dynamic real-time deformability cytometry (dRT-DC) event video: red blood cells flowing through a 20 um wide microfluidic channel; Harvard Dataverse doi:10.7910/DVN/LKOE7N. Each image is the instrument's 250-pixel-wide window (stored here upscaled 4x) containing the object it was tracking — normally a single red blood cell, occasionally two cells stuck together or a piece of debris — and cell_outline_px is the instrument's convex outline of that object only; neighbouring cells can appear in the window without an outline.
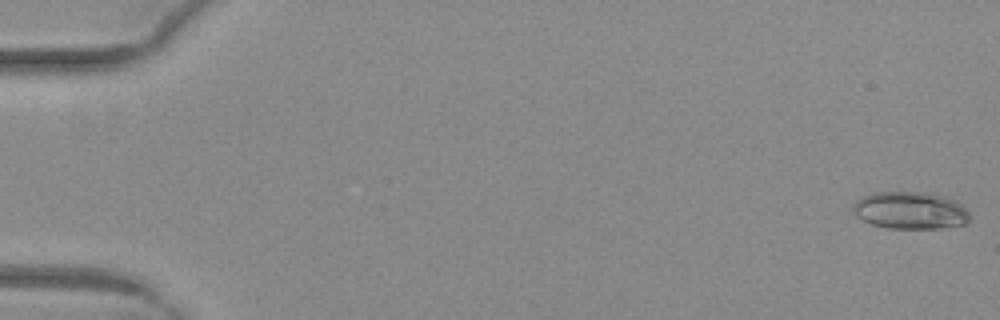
{"species": "common noctule bat (a hibernating species)", "species_latin": "Nyctalus noctula", "temperature_condition": "warm", "stored_images_in_passage": 51, "camera_frame_rate_fps": 3000, "um_per_image_px": 0.085, "animal": {"sex": "female", "body_mass_g": 29.2, "forearm_length_mm": 56.3}, "frame": {"image": 1, "passage_image": 1, "time_ms": 0.0, "image_size_px": [1000, 320], "cell_outline_px": [[968, 220], [964, 224], [944, 228], [888, 228], [872, 224], [856, 216], [852, 208], [856, 200], [860, 196], [872, 192], [920, 192], [944, 196], [960, 204], [968, 212]], "centroid_in_image_um": [77.32, 17.88], "position_along_channel_um": 7.7, "area_um2": 25.2}}
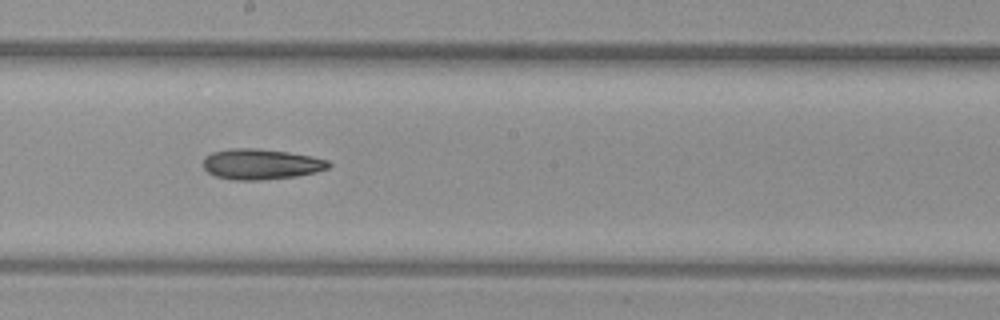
{"frame": {"image": 2, "passage_image": 30, "time_ms": 9.667, "image_size_px": [1000, 320], "cell_outline_px": [[332, 164], [328, 168], [316, 172], [296, 176], [264, 180], [232, 180], [216, 176], [208, 172], [204, 168], [204, 156], [212, 152], [232, 148], [256, 148], [288, 152], [312, 156], [328, 160]], "centroid_in_image_um": [22.19, 13.95], "position_along_channel_um": 226.0, "area_um2": 22.43}}
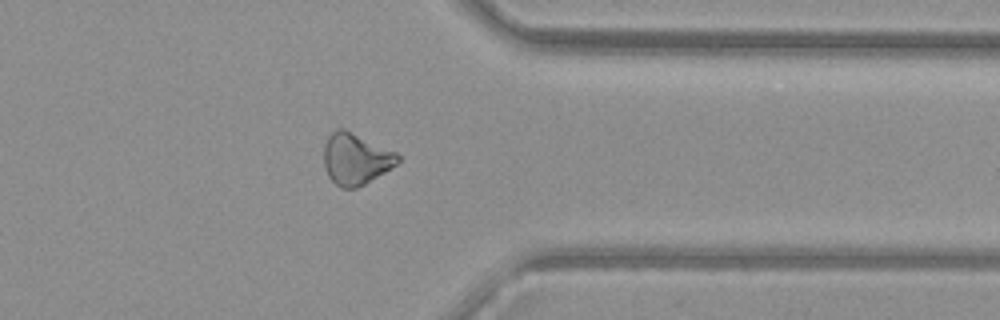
{"frame": {"image": 3, "passage_image": 42, "time_ms": 13.667, "image_size_px": [1000, 320], "cell_outline_px": [[400, 160], [396, 164], [384, 172], [364, 184], [356, 188], [340, 188], [328, 176], [324, 168], [324, 144], [328, 136], [336, 128], [344, 128], [396, 152], [400, 156]], "centroid_in_image_um": [30.21, 13.5], "position_along_channel_um": 381.2, "area_um2": 22.08}}